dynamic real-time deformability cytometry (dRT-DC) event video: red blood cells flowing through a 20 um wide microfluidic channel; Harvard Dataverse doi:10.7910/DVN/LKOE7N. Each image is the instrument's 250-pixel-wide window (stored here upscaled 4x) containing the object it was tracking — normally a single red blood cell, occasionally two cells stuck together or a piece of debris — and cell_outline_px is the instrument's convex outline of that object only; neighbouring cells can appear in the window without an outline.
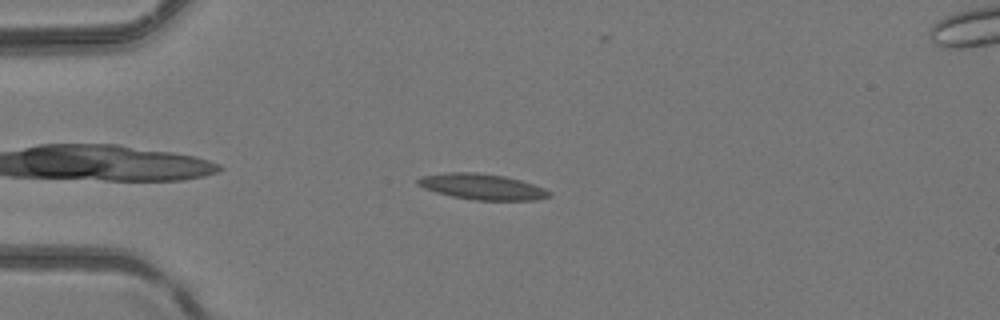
{"species": "common noctule bat (a hibernating species)", "species_latin": "Nyctalus noctula", "temperature_condition": "room temperature", "stored_images_in_passage": 4, "camera_frame_rate_fps": 3000, "um_per_image_px": 0.085, "animal": {"sex": "female", "body_mass_g": 24.6, "forearm_length_mm": 56.2}, "frame": {"image": 1, "passage_image": 3, "time_ms": 0.667, "image_size_px": [1000, 320], "cell_outline_px": [[552, 196], [536, 200], [476, 200], [452, 196], [436, 192], [424, 188], [416, 184], [416, 180], [420, 176], [448, 172], [476, 172], [504, 176], [520, 180], [544, 188], [552, 192]], "centroid_in_image_um": [40.97, 15.87], "position_along_channel_um": 44.0, "area_um2": 19.77}}
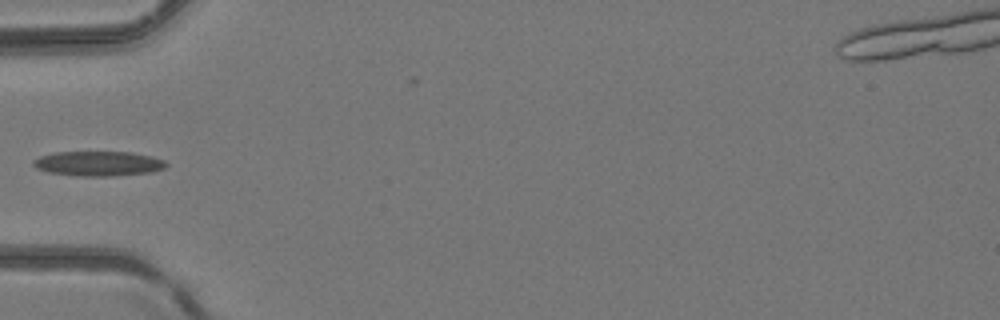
{"frame": {"image": 2, "passage_image": 4, "time_ms": 1.0, "image_size_px": [1000, 320], "cell_outline_px": [[168, 164], [164, 168], [152, 172], [108, 176], [84, 176], [48, 172], [36, 168], [32, 164], [32, 160], [40, 156], [56, 152], [132, 152], [164, 160]], "centroid_in_image_um": [8.34, 13.9], "position_along_channel_um": 76.7, "area_um2": 19.02}}